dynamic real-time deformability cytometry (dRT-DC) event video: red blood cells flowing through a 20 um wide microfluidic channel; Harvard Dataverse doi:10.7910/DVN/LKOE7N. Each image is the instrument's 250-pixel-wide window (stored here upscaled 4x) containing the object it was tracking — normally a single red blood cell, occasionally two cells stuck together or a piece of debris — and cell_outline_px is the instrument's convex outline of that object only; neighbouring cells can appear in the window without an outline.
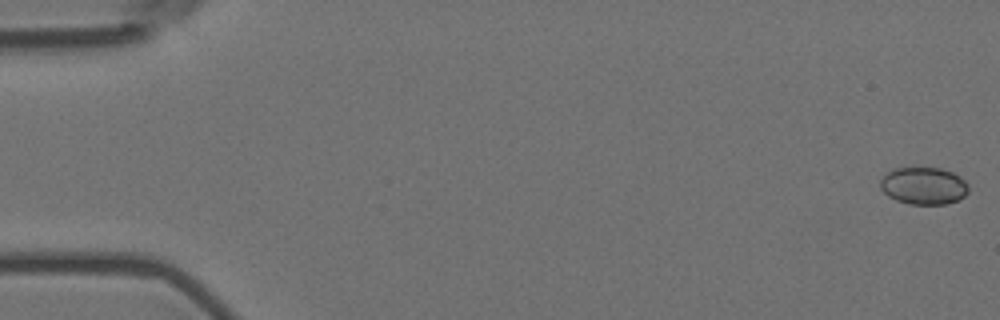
{"species": "Egyptian fruit bat (a non-hibernating species)", "species_latin": "Rousettus aegyptiacus", "temperature_condition": "room temperature", "stored_images_in_passage": 57, "camera_frame_rate_fps": 3000, "um_per_image_px": 0.085, "animal": {"sex": "female"}, "frame": {"image": 1, "passage_image": 1, "time_ms": 0.0, "image_size_px": [1000, 320], "cell_outline_px": [[968, 192], [964, 196], [948, 204], [908, 204], [896, 200], [888, 196], [880, 188], [880, 180], [892, 168], [940, 168], [952, 172], [960, 176], [968, 184]], "centroid_in_image_um": [78.51, 15.79], "position_along_channel_um": 6.5, "area_um2": 19.19}}
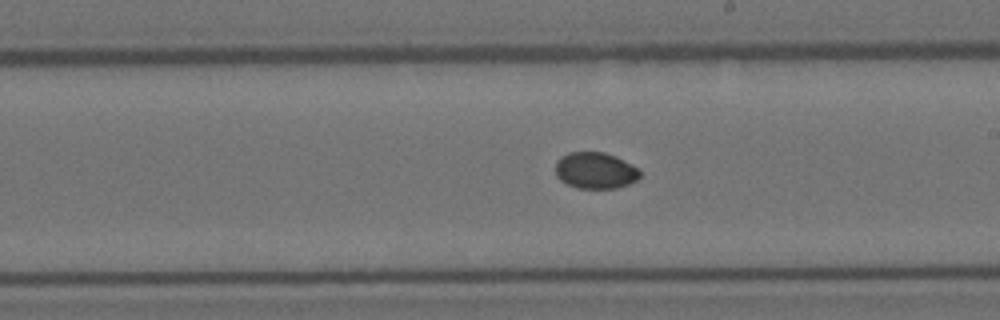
{"frame": {"image": 2, "passage_image": 33, "time_ms": 10.667, "image_size_px": [1000, 320], "cell_outline_px": [[640, 176], [636, 180], [628, 184], [616, 188], [576, 188], [560, 180], [556, 176], [556, 160], [560, 156], [568, 152], [604, 152], [616, 156], [632, 164], [640, 172]], "centroid_in_image_um": [50.58, 14.48], "position_along_channel_um": 238.4, "area_um2": 17.98}}
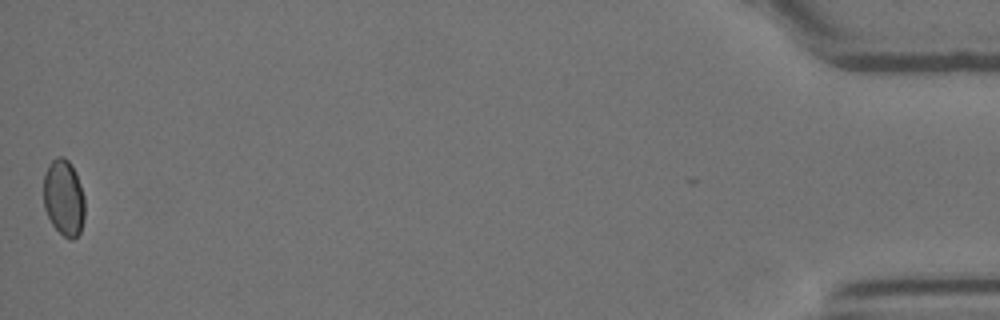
{"frame": {"image": 3, "passage_image": 57, "time_ms": 18.667, "image_size_px": [1000, 320], "cell_outline_px": [[84, 220], [80, 232], [72, 240], [68, 240], [52, 224], [44, 208], [44, 172], [48, 164], [56, 156], [64, 156], [72, 164], [80, 184], [84, 196]], "centroid_in_image_um": [5.42, 16.79], "position_along_channel_um": 429.8, "area_um2": 18.5}, "authors_computed_cell_mechanics": {"area_um2": 18.6116, "velocity_mm_per_s": 3.5702, "shape_relaxation_time_tau1_ms": null, "shape_relaxation_time_tau2_ms": 4.0582, "deformation_change_tau1": null, "deformation_change_tau2": 0.0278}}